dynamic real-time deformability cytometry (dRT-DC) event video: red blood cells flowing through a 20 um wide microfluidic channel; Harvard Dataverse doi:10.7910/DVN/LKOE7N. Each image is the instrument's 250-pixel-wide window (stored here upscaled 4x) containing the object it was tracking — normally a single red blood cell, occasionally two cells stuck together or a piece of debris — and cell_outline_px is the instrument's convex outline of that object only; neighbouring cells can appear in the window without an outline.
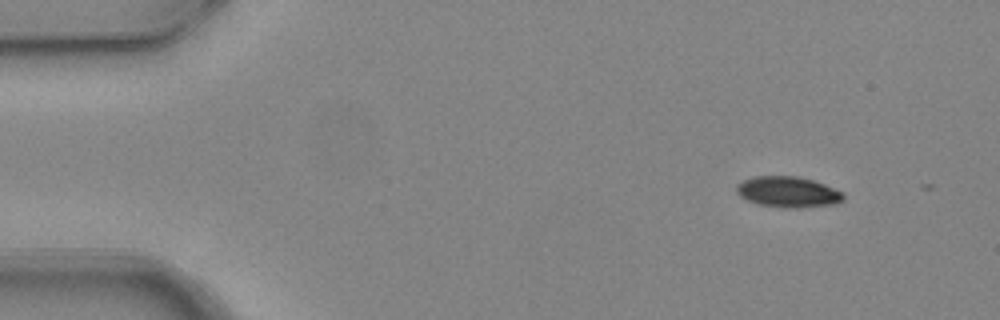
{"species": "common noctule bat (a hibernating species)", "species_latin": "Nyctalus noctula", "temperature_condition": "warm", "stored_images_in_passage": 4, "camera_frame_rate_fps": 3000, "um_per_image_px": 0.085, "animal": {"sex": "female", "body_mass_g": 24.6, "forearm_length_mm": 56.2}, "frame": {"image": 1, "passage_image": 2, "time_ms": 0.333, "image_size_px": [1000, 320], "cell_outline_px": [[844, 200], [836, 204], [800, 208], [784, 208], [756, 204], [740, 196], [736, 192], [736, 184], [744, 180], [756, 176], [796, 176], [812, 180], [824, 184], [844, 192]], "centroid_in_image_um": [66.99, 16.33], "position_along_channel_um": 18.0, "area_um2": 19.36}}
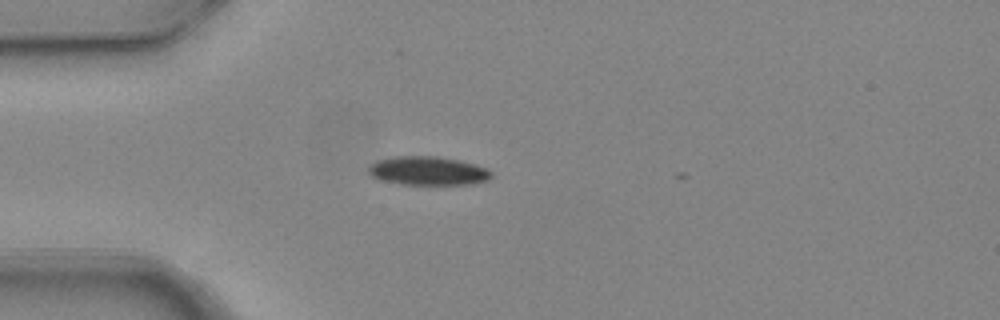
{"frame": {"image": 2, "passage_image": 4, "time_ms": 1.0, "image_size_px": [1000, 320], "cell_outline_px": [[492, 176], [488, 180], [472, 184], [400, 184], [380, 180], [372, 176], [368, 172], [368, 168], [376, 160], [392, 156], [436, 156], [460, 160], [476, 164], [488, 168], [492, 172]], "centroid_in_image_um": [36.39, 14.51], "position_along_channel_um": 48.6, "area_um2": 20.75}}